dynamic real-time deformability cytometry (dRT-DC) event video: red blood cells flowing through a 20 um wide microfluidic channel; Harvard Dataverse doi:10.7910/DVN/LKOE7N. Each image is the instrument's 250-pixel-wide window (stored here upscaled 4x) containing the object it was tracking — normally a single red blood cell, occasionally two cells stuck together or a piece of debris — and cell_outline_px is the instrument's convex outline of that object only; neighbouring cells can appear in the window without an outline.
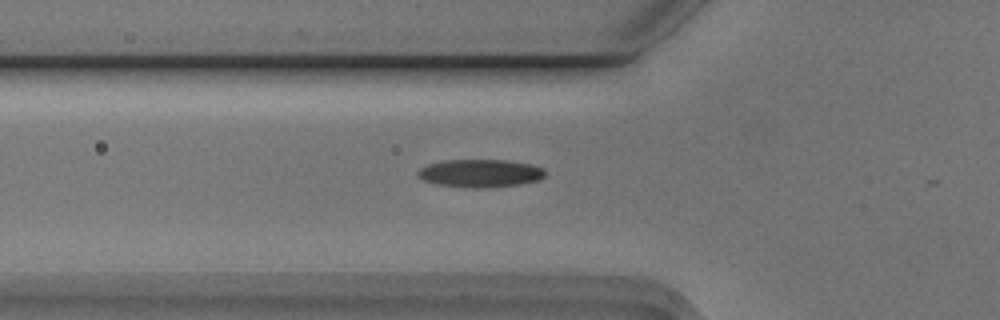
{"species": "Egyptian fruit bat (a non-hibernating species)", "species_latin": "Rousettus aegyptiacus", "temperature_condition": "cold", "stored_images_in_passage": 34, "camera_frame_rate_fps": 3000, "um_per_image_px": 0.085, "animal": {"sex": "male"}, "frame": {"image": 1, "passage_image": 3, "time_ms": 0.667, "image_size_px": [1000, 320], "cell_outline_px": [[544, 176], [540, 180], [520, 184], [476, 188], [472, 188], [436, 184], [424, 180], [416, 176], [416, 172], [420, 168], [428, 164], [444, 160], [508, 160], [532, 164], [544, 168]], "centroid_in_image_um": [40.81, 14.72], "position_along_channel_um": 85.0, "area_um2": 20.75}}
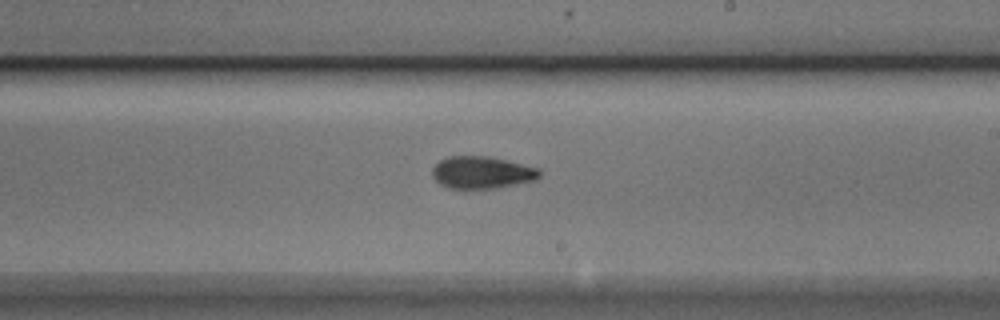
{"frame": {"image": 2, "passage_image": 16, "time_ms": 5.0, "image_size_px": [1000, 320], "cell_outline_px": [[540, 176], [536, 180], [496, 188], [464, 192], [448, 188], [440, 184], [432, 176], [432, 168], [440, 160], [448, 156], [488, 156], [540, 168]], "centroid_in_image_um": [40.92, 14.7], "position_along_channel_um": 248.1, "area_um2": 20.81}}
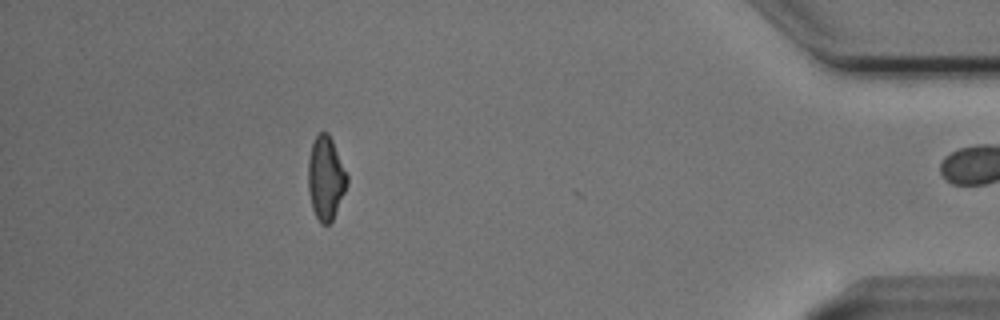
{"frame": {"image": 3, "passage_image": 33, "time_ms": 10.667, "image_size_px": [1000, 320], "cell_outline_px": [[348, 184], [332, 220], [328, 224], [320, 224], [312, 208], [308, 188], [308, 160], [312, 144], [316, 136], [320, 132], [328, 132], [332, 140], [348, 176]], "centroid_in_image_um": [27.68, 15.14], "position_along_channel_um": 407.5, "area_um2": 18.79}, "authors_computed_cell_mechanics": {"area_um2": 19.7965, "velocity_mm_per_s": 3.7464, "shape_relaxation_time_tau1_ms": 3.1668, "shape_relaxation_time_tau2_ms": 3.2405, "deformation_change_tau1": 0.1286, "deformation_change_tau2": 0.1052}}